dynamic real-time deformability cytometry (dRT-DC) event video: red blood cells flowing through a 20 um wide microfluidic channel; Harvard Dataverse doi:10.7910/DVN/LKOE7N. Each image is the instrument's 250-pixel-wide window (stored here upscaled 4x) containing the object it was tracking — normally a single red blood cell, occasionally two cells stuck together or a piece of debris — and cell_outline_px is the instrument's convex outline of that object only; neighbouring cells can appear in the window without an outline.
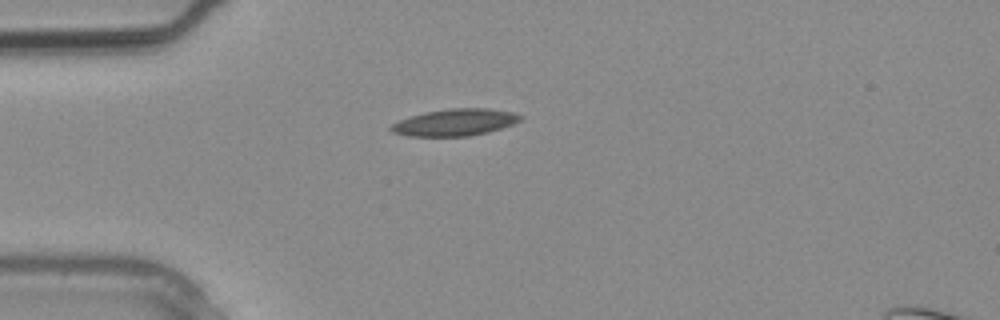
{"species": "common noctule bat (a hibernating species)", "species_latin": "Nyctalus noctula", "temperature_condition": "warm", "stored_images_in_passage": 3, "camera_frame_rate_fps": 3000, "um_per_image_px": 0.085, "animal": {"sex": "male", "body_mass_g": 20.4}, "frame": {"image": 1, "passage_image": 3, "time_ms": 0.667, "image_size_px": [1000, 320], "cell_outline_px": [[524, 116], [520, 120], [512, 124], [488, 132], [468, 136], [408, 136], [392, 132], [388, 128], [392, 124], [400, 120], [424, 112], [448, 108], [488, 108], [512, 112]], "centroid_in_image_um": [38.66, 10.4], "position_along_channel_um": 46.3, "area_um2": 20.17}}